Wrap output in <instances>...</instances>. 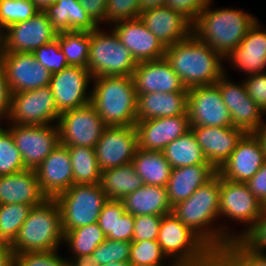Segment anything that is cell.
Listing matches in <instances>:
<instances>
[{
	"label": "cell",
	"instance_id": "24",
	"mask_svg": "<svg viewBox=\"0 0 266 266\" xmlns=\"http://www.w3.org/2000/svg\"><path fill=\"white\" fill-rule=\"evenodd\" d=\"M150 32L165 46L188 38L192 34V22L179 11L168 6L141 12L139 17Z\"/></svg>",
	"mask_w": 266,
	"mask_h": 266
},
{
	"label": "cell",
	"instance_id": "31",
	"mask_svg": "<svg viewBox=\"0 0 266 266\" xmlns=\"http://www.w3.org/2000/svg\"><path fill=\"white\" fill-rule=\"evenodd\" d=\"M125 211L137 215H167L172 212L166 187L144 184L122 200Z\"/></svg>",
	"mask_w": 266,
	"mask_h": 266
},
{
	"label": "cell",
	"instance_id": "64",
	"mask_svg": "<svg viewBox=\"0 0 266 266\" xmlns=\"http://www.w3.org/2000/svg\"><path fill=\"white\" fill-rule=\"evenodd\" d=\"M67 266H74V265L70 261H68Z\"/></svg>",
	"mask_w": 266,
	"mask_h": 266
},
{
	"label": "cell",
	"instance_id": "7",
	"mask_svg": "<svg viewBox=\"0 0 266 266\" xmlns=\"http://www.w3.org/2000/svg\"><path fill=\"white\" fill-rule=\"evenodd\" d=\"M106 32L98 27L91 32L88 69L92 77L133 76L137 62L122 44L118 35L109 27Z\"/></svg>",
	"mask_w": 266,
	"mask_h": 266
},
{
	"label": "cell",
	"instance_id": "39",
	"mask_svg": "<svg viewBox=\"0 0 266 266\" xmlns=\"http://www.w3.org/2000/svg\"><path fill=\"white\" fill-rule=\"evenodd\" d=\"M162 252L157 240L132 241L129 263L146 266H175ZM167 263V264H165Z\"/></svg>",
	"mask_w": 266,
	"mask_h": 266
},
{
	"label": "cell",
	"instance_id": "22",
	"mask_svg": "<svg viewBox=\"0 0 266 266\" xmlns=\"http://www.w3.org/2000/svg\"><path fill=\"white\" fill-rule=\"evenodd\" d=\"M40 190L54 199L73 185L71 158L65 145L59 144L35 169Z\"/></svg>",
	"mask_w": 266,
	"mask_h": 266
},
{
	"label": "cell",
	"instance_id": "65",
	"mask_svg": "<svg viewBox=\"0 0 266 266\" xmlns=\"http://www.w3.org/2000/svg\"><path fill=\"white\" fill-rule=\"evenodd\" d=\"M129 266H144V265H135V264H130ZM146 266V265H145Z\"/></svg>",
	"mask_w": 266,
	"mask_h": 266
},
{
	"label": "cell",
	"instance_id": "50",
	"mask_svg": "<svg viewBox=\"0 0 266 266\" xmlns=\"http://www.w3.org/2000/svg\"><path fill=\"white\" fill-rule=\"evenodd\" d=\"M243 82L247 94L266 114V72L248 75Z\"/></svg>",
	"mask_w": 266,
	"mask_h": 266
},
{
	"label": "cell",
	"instance_id": "13",
	"mask_svg": "<svg viewBox=\"0 0 266 266\" xmlns=\"http://www.w3.org/2000/svg\"><path fill=\"white\" fill-rule=\"evenodd\" d=\"M187 113L190 127L232 126L231 114L216 84L188 89Z\"/></svg>",
	"mask_w": 266,
	"mask_h": 266
},
{
	"label": "cell",
	"instance_id": "36",
	"mask_svg": "<svg viewBox=\"0 0 266 266\" xmlns=\"http://www.w3.org/2000/svg\"><path fill=\"white\" fill-rule=\"evenodd\" d=\"M56 40L69 66L88 68L91 32L67 31L57 34Z\"/></svg>",
	"mask_w": 266,
	"mask_h": 266
},
{
	"label": "cell",
	"instance_id": "1",
	"mask_svg": "<svg viewBox=\"0 0 266 266\" xmlns=\"http://www.w3.org/2000/svg\"><path fill=\"white\" fill-rule=\"evenodd\" d=\"M219 199L220 176L216 174L188 199L172 206V213L210 248L228 246L238 240V233L228 230L226 224H214L220 218Z\"/></svg>",
	"mask_w": 266,
	"mask_h": 266
},
{
	"label": "cell",
	"instance_id": "35",
	"mask_svg": "<svg viewBox=\"0 0 266 266\" xmlns=\"http://www.w3.org/2000/svg\"><path fill=\"white\" fill-rule=\"evenodd\" d=\"M71 158L73 184H99L102 170L95 148L66 146Z\"/></svg>",
	"mask_w": 266,
	"mask_h": 266
},
{
	"label": "cell",
	"instance_id": "51",
	"mask_svg": "<svg viewBox=\"0 0 266 266\" xmlns=\"http://www.w3.org/2000/svg\"><path fill=\"white\" fill-rule=\"evenodd\" d=\"M209 2L210 0H166L165 6L179 11L193 23Z\"/></svg>",
	"mask_w": 266,
	"mask_h": 266
},
{
	"label": "cell",
	"instance_id": "6",
	"mask_svg": "<svg viewBox=\"0 0 266 266\" xmlns=\"http://www.w3.org/2000/svg\"><path fill=\"white\" fill-rule=\"evenodd\" d=\"M175 266H202L210 247L172 212L163 215L157 239Z\"/></svg>",
	"mask_w": 266,
	"mask_h": 266
},
{
	"label": "cell",
	"instance_id": "21",
	"mask_svg": "<svg viewBox=\"0 0 266 266\" xmlns=\"http://www.w3.org/2000/svg\"><path fill=\"white\" fill-rule=\"evenodd\" d=\"M111 28L137 63L165 58L166 47L150 32L140 18L117 21L111 25Z\"/></svg>",
	"mask_w": 266,
	"mask_h": 266
},
{
	"label": "cell",
	"instance_id": "19",
	"mask_svg": "<svg viewBox=\"0 0 266 266\" xmlns=\"http://www.w3.org/2000/svg\"><path fill=\"white\" fill-rule=\"evenodd\" d=\"M266 162L261 145L253 133H245L236 149L217 170L229 181L247 183Z\"/></svg>",
	"mask_w": 266,
	"mask_h": 266
},
{
	"label": "cell",
	"instance_id": "26",
	"mask_svg": "<svg viewBox=\"0 0 266 266\" xmlns=\"http://www.w3.org/2000/svg\"><path fill=\"white\" fill-rule=\"evenodd\" d=\"M266 28L259 21L249 29L241 43L224 61L244 75L266 72ZM231 62V63H230Z\"/></svg>",
	"mask_w": 266,
	"mask_h": 266
},
{
	"label": "cell",
	"instance_id": "45",
	"mask_svg": "<svg viewBox=\"0 0 266 266\" xmlns=\"http://www.w3.org/2000/svg\"><path fill=\"white\" fill-rule=\"evenodd\" d=\"M67 262L58 250L14 254V266H67Z\"/></svg>",
	"mask_w": 266,
	"mask_h": 266
},
{
	"label": "cell",
	"instance_id": "58",
	"mask_svg": "<svg viewBox=\"0 0 266 266\" xmlns=\"http://www.w3.org/2000/svg\"><path fill=\"white\" fill-rule=\"evenodd\" d=\"M74 266H98V260L92 256L88 255H78L70 261Z\"/></svg>",
	"mask_w": 266,
	"mask_h": 266
},
{
	"label": "cell",
	"instance_id": "10",
	"mask_svg": "<svg viewBox=\"0 0 266 266\" xmlns=\"http://www.w3.org/2000/svg\"><path fill=\"white\" fill-rule=\"evenodd\" d=\"M60 144L95 148L107 125L91 102L59 115Z\"/></svg>",
	"mask_w": 266,
	"mask_h": 266
},
{
	"label": "cell",
	"instance_id": "57",
	"mask_svg": "<svg viewBox=\"0 0 266 266\" xmlns=\"http://www.w3.org/2000/svg\"><path fill=\"white\" fill-rule=\"evenodd\" d=\"M0 266H14V252L10 245L0 243Z\"/></svg>",
	"mask_w": 266,
	"mask_h": 266
},
{
	"label": "cell",
	"instance_id": "33",
	"mask_svg": "<svg viewBox=\"0 0 266 266\" xmlns=\"http://www.w3.org/2000/svg\"><path fill=\"white\" fill-rule=\"evenodd\" d=\"M100 184L108 200H122L144 185L132 163L102 171Z\"/></svg>",
	"mask_w": 266,
	"mask_h": 266
},
{
	"label": "cell",
	"instance_id": "4",
	"mask_svg": "<svg viewBox=\"0 0 266 266\" xmlns=\"http://www.w3.org/2000/svg\"><path fill=\"white\" fill-rule=\"evenodd\" d=\"M91 103L107 126H133L138 96L132 76L93 78Z\"/></svg>",
	"mask_w": 266,
	"mask_h": 266
},
{
	"label": "cell",
	"instance_id": "11",
	"mask_svg": "<svg viewBox=\"0 0 266 266\" xmlns=\"http://www.w3.org/2000/svg\"><path fill=\"white\" fill-rule=\"evenodd\" d=\"M6 125L27 169L35 170L60 144L57 125Z\"/></svg>",
	"mask_w": 266,
	"mask_h": 266
},
{
	"label": "cell",
	"instance_id": "12",
	"mask_svg": "<svg viewBox=\"0 0 266 266\" xmlns=\"http://www.w3.org/2000/svg\"><path fill=\"white\" fill-rule=\"evenodd\" d=\"M220 217L246 226L238 232V239L257 221L264 206L249 190L246 183L229 181L220 177Z\"/></svg>",
	"mask_w": 266,
	"mask_h": 266
},
{
	"label": "cell",
	"instance_id": "17",
	"mask_svg": "<svg viewBox=\"0 0 266 266\" xmlns=\"http://www.w3.org/2000/svg\"><path fill=\"white\" fill-rule=\"evenodd\" d=\"M10 92H23L48 86L52 73L32 53L5 52L1 58Z\"/></svg>",
	"mask_w": 266,
	"mask_h": 266
},
{
	"label": "cell",
	"instance_id": "20",
	"mask_svg": "<svg viewBox=\"0 0 266 266\" xmlns=\"http://www.w3.org/2000/svg\"><path fill=\"white\" fill-rule=\"evenodd\" d=\"M135 128L138 148L151 151H163L168 144L191 130L187 112L179 116L137 120Z\"/></svg>",
	"mask_w": 266,
	"mask_h": 266
},
{
	"label": "cell",
	"instance_id": "44",
	"mask_svg": "<svg viewBox=\"0 0 266 266\" xmlns=\"http://www.w3.org/2000/svg\"><path fill=\"white\" fill-rule=\"evenodd\" d=\"M139 0H108L105 23L111 26L121 20H134L140 17Z\"/></svg>",
	"mask_w": 266,
	"mask_h": 266
},
{
	"label": "cell",
	"instance_id": "62",
	"mask_svg": "<svg viewBox=\"0 0 266 266\" xmlns=\"http://www.w3.org/2000/svg\"><path fill=\"white\" fill-rule=\"evenodd\" d=\"M5 35H6V28L0 24V61L3 57L5 51Z\"/></svg>",
	"mask_w": 266,
	"mask_h": 266
},
{
	"label": "cell",
	"instance_id": "16",
	"mask_svg": "<svg viewBox=\"0 0 266 266\" xmlns=\"http://www.w3.org/2000/svg\"><path fill=\"white\" fill-rule=\"evenodd\" d=\"M138 148L137 132L133 126H107L95 146L102 171L132 163Z\"/></svg>",
	"mask_w": 266,
	"mask_h": 266
},
{
	"label": "cell",
	"instance_id": "54",
	"mask_svg": "<svg viewBox=\"0 0 266 266\" xmlns=\"http://www.w3.org/2000/svg\"><path fill=\"white\" fill-rule=\"evenodd\" d=\"M229 246L249 265L266 266V253L248 250L239 240H233Z\"/></svg>",
	"mask_w": 266,
	"mask_h": 266
},
{
	"label": "cell",
	"instance_id": "34",
	"mask_svg": "<svg viewBox=\"0 0 266 266\" xmlns=\"http://www.w3.org/2000/svg\"><path fill=\"white\" fill-rule=\"evenodd\" d=\"M163 154L172 168L210 164L197 143L196 136L192 130L168 144L164 148Z\"/></svg>",
	"mask_w": 266,
	"mask_h": 266
},
{
	"label": "cell",
	"instance_id": "59",
	"mask_svg": "<svg viewBox=\"0 0 266 266\" xmlns=\"http://www.w3.org/2000/svg\"><path fill=\"white\" fill-rule=\"evenodd\" d=\"M165 4L166 0H139V6L141 12L148 9L165 6Z\"/></svg>",
	"mask_w": 266,
	"mask_h": 266
},
{
	"label": "cell",
	"instance_id": "40",
	"mask_svg": "<svg viewBox=\"0 0 266 266\" xmlns=\"http://www.w3.org/2000/svg\"><path fill=\"white\" fill-rule=\"evenodd\" d=\"M0 124V176L26 170L20 151L16 148L11 132Z\"/></svg>",
	"mask_w": 266,
	"mask_h": 266
},
{
	"label": "cell",
	"instance_id": "14",
	"mask_svg": "<svg viewBox=\"0 0 266 266\" xmlns=\"http://www.w3.org/2000/svg\"><path fill=\"white\" fill-rule=\"evenodd\" d=\"M92 82L93 77L89 69L80 66H68L52 74L49 86L57 112L62 114L91 102L92 91L89 86Z\"/></svg>",
	"mask_w": 266,
	"mask_h": 266
},
{
	"label": "cell",
	"instance_id": "56",
	"mask_svg": "<svg viewBox=\"0 0 266 266\" xmlns=\"http://www.w3.org/2000/svg\"><path fill=\"white\" fill-rule=\"evenodd\" d=\"M11 92L7 84L3 65L0 61V124L7 120L10 112Z\"/></svg>",
	"mask_w": 266,
	"mask_h": 266
},
{
	"label": "cell",
	"instance_id": "38",
	"mask_svg": "<svg viewBox=\"0 0 266 266\" xmlns=\"http://www.w3.org/2000/svg\"><path fill=\"white\" fill-rule=\"evenodd\" d=\"M33 207L25 204L0 205V243L11 245Z\"/></svg>",
	"mask_w": 266,
	"mask_h": 266
},
{
	"label": "cell",
	"instance_id": "52",
	"mask_svg": "<svg viewBox=\"0 0 266 266\" xmlns=\"http://www.w3.org/2000/svg\"><path fill=\"white\" fill-rule=\"evenodd\" d=\"M134 216L125 212L120 219H116L115 234H109L106 238L111 240L132 242L134 233Z\"/></svg>",
	"mask_w": 266,
	"mask_h": 266
},
{
	"label": "cell",
	"instance_id": "9",
	"mask_svg": "<svg viewBox=\"0 0 266 266\" xmlns=\"http://www.w3.org/2000/svg\"><path fill=\"white\" fill-rule=\"evenodd\" d=\"M59 115L53 93L48 85L12 93L7 122L30 126L56 125Z\"/></svg>",
	"mask_w": 266,
	"mask_h": 266
},
{
	"label": "cell",
	"instance_id": "42",
	"mask_svg": "<svg viewBox=\"0 0 266 266\" xmlns=\"http://www.w3.org/2000/svg\"><path fill=\"white\" fill-rule=\"evenodd\" d=\"M131 242L111 240L106 238L92 252L98 260V266L107 265L112 262H128L130 258Z\"/></svg>",
	"mask_w": 266,
	"mask_h": 266
},
{
	"label": "cell",
	"instance_id": "49",
	"mask_svg": "<svg viewBox=\"0 0 266 266\" xmlns=\"http://www.w3.org/2000/svg\"><path fill=\"white\" fill-rule=\"evenodd\" d=\"M202 266H243V259L228 245L210 248Z\"/></svg>",
	"mask_w": 266,
	"mask_h": 266
},
{
	"label": "cell",
	"instance_id": "60",
	"mask_svg": "<svg viewBox=\"0 0 266 266\" xmlns=\"http://www.w3.org/2000/svg\"><path fill=\"white\" fill-rule=\"evenodd\" d=\"M253 134L256 136L257 140L259 141L264 157L266 159V122L257 129Z\"/></svg>",
	"mask_w": 266,
	"mask_h": 266
},
{
	"label": "cell",
	"instance_id": "47",
	"mask_svg": "<svg viewBox=\"0 0 266 266\" xmlns=\"http://www.w3.org/2000/svg\"><path fill=\"white\" fill-rule=\"evenodd\" d=\"M162 215L134 216V233L132 241L157 240Z\"/></svg>",
	"mask_w": 266,
	"mask_h": 266
},
{
	"label": "cell",
	"instance_id": "53",
	"mask_svg": "<svg viewBox=\"0 0 266 266\" xmlns=\"http://www.w3.org/2000/svg\"><path fill=\"white\" fill-rule=\"evenodd\" d=\"M246 184L260 203L266 206V162Z\"/></svg>",
	"mask_w": 266,
	"mask_h": 266
},
{
	"label": "cell",
	"instance_id": "28",
	"mask_svg": "<svg viewBox=\"0 0 266 266\" xmlns=\"http://www.w3.org/2000/svg\"><path fill=\"white\" fill-rule=\"evenodd\" d=\"M217 174L211 164H197L172 168L166 184V191L171 206L188 199L199 187L205 185Z\"/></svg>",
	"mask_w": 266,
	"mask_h": 266
},
{
	"label": "cell",
	"instance_id": "63",
	"mask_svg": "<svg viewBox=\"0 0 266 266\" xmlns=\"http://www.w3.org/2000/svg\"><path fill=\"white\" fill-rule=\"evenodd\" d=\"M130 263L128 262H112L107 265H101V266H129Z\"/></svg>",
	"mask_w": 266,
	"mask_h": 266
},
{
	"label": "cell",
	"instance_id": "3",
	"mask_svg": "<svg viewBox=\"0 0 266 266\" xmlns=\"http://www.w3.org/2000/svg\"><path fill=\"white\" fill-rule=\"evenodd\" d=\"M212 0L192 24V33L224 59L241 43L257 17L234 7L212 9Z\"/></svg>",
	"mask_w": 266,
	"mask_h": 266
},
{
	"label": "cell",
	"instance_id": "27",
	"mask_svg": "<svg viewBox=\"0 0 266 266\" xmlns=\"http://www.w3.org/2000/svg\"><path fill=\"white\" fill-rule=\"evenodd\" d=\"M47 197L40 190L35 170L0 176V205L25 204L32 207L41 205Z\"/></svg>",
	"mask_w": 266,
	"mask_h": 266
},
{
	"label": "cell",
	"instance_id": "43",
	"mask_svg": "<svg viewBox=\"0 0 266 266\" xmlns=\"http://www.w3.org/2000/svg\"><path fill=\"white\" fill-rule=\"evenodd\" d=\"M32 54L35 59L52 74L60 72L69 66L56 39L34 50Z\"/></svg>",
	"mask_w": 266,
	"mask_h": 266
},
{
	"label": "cell",
	"instance_id": "55",
	"mask_svg": "<svg viewBox=\"0 0 266 266\" xmlns=\"http://www.w3.org/2000/svg\"><path fill=\"white\" fill-rule=\"evenodd\" d=\"M92 20L100 27L105 24V13L108 0H79Z\"/></svg>",
	"mask_w": 266,
	"mask_h": 266
},
{
	"label": "cell",
	"instance_id": "66",
	"mask_svg": "<svg viewBox=\"0 0 266 266\" xmlns=\"http://www.w3.org/2000/svg\"><path fill=\"white\" fill-rule=\"evenodd\" d=\"M243 266H249V265L243 260Z\"/></svg>",
	"mask_w": 266,
	"mask_h": 266
},
{
	"label": "cell",
	"instance_id": "5",
	"mask_svg": "<svg viewBox=\"0 0 266 266\" xmlns=\"http://www.w3.org/2000/svg\"><path fill=\"white\" fill-rule=\"evenodd\" d=\"M61 213L55 199H46L31 209L10 245L14 254L57 251L63 244Z\"/></svg>",
	"mask_w": 266,
	"mask_h": 266
},
{
	"label": "cell",
	"instance_id": "23",
	"mask_svg": "<svg viewBox=\"0 0 266 266\" xmlns=\"http://www.w3.org/2000/svg\"><path fill=\"white\" fill-rule=\"evenodd\" d=\"M207 161L218 170L236 149L245 132L234 126L191 127Z\"/></svg>",
	"mask_w": 266,
	"mask_h": 266
},
{
	"label": "cell",
	"instance_id": "37",
	"mask_svg": "<svg viewBox=\"0 0 266 266\" xmlns=\"http://www.w3.org/2000/svg\"><path fill=\"white\" fill-rule=\"evenodd\" d=\"M106 239L98 223L84 225L64 234L63 243L72 251L73 257L66 258L71 261L78 255L92 254L93 250Z\"/></svg>",
	"mask_w": 266,
	"mask_h": 266
},
{
	"label": "cell",
	"instance_id": "18",
	"mask_svg": "<svg viewBox=\"0 0 266 266\" xmlns=\"http://www.w3.org/2000/svg\"><path fill=\"white\" fill-rule=\"evenodd\" d=\"M57 34L47 14L39 11L30 19L11 24L6 28L5 51L32 53L54 41Z\"/></svg>",
	"mask_w": 266,
	"mask_h": 266
},
{
	"label": "cell",
	"instance_id": "41",
	"mask_svg": "<svg viewBox=\"0 0 266 266\" xmlns=\"http://www.w3.org/2000/svg\"><path fill=\"white\" fill-rule=\"evenodd\" d=\"M38 12L31 0H0V24L5 28L26 21Z\"/></svg>",
	"mask_w": 266,
	"mask_h": 266
},
{
	"label": "cell",
	"instance_id": "61",
	"mask_svg": "<svg viewBox=\"0 0 266 266\" xmlns=\"http://www.w3.org/2000/svg\"><path fill=\"white\" fill-rule=\"evenodd\" d=\"M39 11H45L50 5L54 4L56 0H31Z\"/></svg>",
	"mask_w": 266,
	"mask_h": 266
},
{
	"label": "cell",
	"instance_id": "15",
	"mask_svg": "<svg viewBox=\"0 0 266 266\" xmlns=\"http://www.w3.org/2000/svg\"><path fill=\"white\" fill-rule=\"evenodd\" d=\"M215 84L231 114L232 126L253 133L264 124L263 115L266 114L247 94L243 80L239 84L232 82L225 69V74Z\"/></svg>",
	"mask_w": 266,
	"mask_h": 266
},
{
	"label": "cell",
	"instance_id": "25",
	"mask_svg": "<svg viewBox=\"0 0 266 266\" xmlns=\"http://www.w3.org/2000/svg\"><path fill=\"white\" fill-rule=\"evenodd\" d=\"M132 77L137 94L188 92L165 58L138 63Z\"/></svg>",
	"mask_w": 266,
	"mask_h": 266
},
{
	"label": "cell",
	"instance_id": "46",
	"mask_svg": "<svg viewBox=\"0 0 266 266\" xmlns=\"http://www.w3.org/2000/svg\"><path fill=\"white\" fill-rule=\"evenodd\" d=\"M248 250L255 253L266 251V206L257 221L238 239Z\"/></svg>",
	"mask_w": 266,
	"mask_h": 266
},
{
	"label": "cell",
	"instance_id": "29",
	"mask_svg": "<svg viewBox=\"0 0 266 266\" xmlns=\"http://www.w3.org/2000/svg\"><path fill=\"white\" fill-rule=\"evenodd\" d=\"M188 92L137 94V120L184 115Z\"/></svg>",
	"mask_w": 266,
	"mask_h": 266
},
{
	"label": "cell",
	"instance_id": "30",
	"mask_svg": "<svg viewBox=\"0 0 266 266\" xmlns=\"http://www.w3.org/2000/svg\"><path fill=\"white\" fill-rule=\"evenodd\" d=\"M52 27L58 32H92L99 26L92 20L79 0H56L44 11Z\"/></svg>",
	"mask_w": 266,
	"mask_h": 266
},
{
	"label": "cell",
	"instance_id": "32",
	"mask_svg": "<svg viewBox=\"0 0 266 266\" xmlns=\"http://www.w3.org/2000/svg\"><path fill=\"white\" fill-rule=\"evenodd\" d=\"M132 164L143 184L166 187L171 176L172 166L165 159L163 151L137 148Z\"/></svg>",
	"mask_w": 266,
	"mask_h": 266
},
{
	"label": "cell",
	"instance_id": "2",
	"mask_svg": "<svg viewBox=\"0 0 266 266\" xmlns=\"http://www.w3.org/2000/svg\"><path fill=\"white\" fill-rule=\"evenodd\" d=\"M165 59L186 89L215 84L224 74V58L193 33L167 46Z\"/></svg>",
	"mask_w": 266,
	"mask_h": 266
},
{
	"label": "cell",
	"instance_id": "8",
	"mask_svg": "<svg viewBox=\"0 0 266 266\" xmlns=\"http://www.w3.org/2000/svg\"><path fill=\"white\" fill-rule=\"evenodd\" d=\"M61 213L63 234L75 228L98 222L108 201L101 184H73L54 198Z\"/></svg>",
	"mask_w": 266,
	"mask_h": 266
},
{
	"label": "cell",
	"instance_id": "48",
	"mask_svg": "<svg viewBox=\"0 0 266 266\" xmlns=\"http://www.w3.org/2000/svg\"><path fill=\"white\" fill-rule=\"evenodd\" d=\"M125 212L121 200H108L104 204L97 223L106 237L109 234H115L116 219H120Z\"/></svg>",
	"mask_w": 266,
	"mask_h": 266
}]
</instances>
